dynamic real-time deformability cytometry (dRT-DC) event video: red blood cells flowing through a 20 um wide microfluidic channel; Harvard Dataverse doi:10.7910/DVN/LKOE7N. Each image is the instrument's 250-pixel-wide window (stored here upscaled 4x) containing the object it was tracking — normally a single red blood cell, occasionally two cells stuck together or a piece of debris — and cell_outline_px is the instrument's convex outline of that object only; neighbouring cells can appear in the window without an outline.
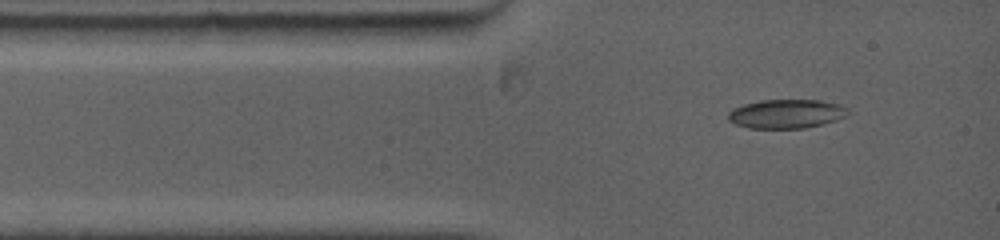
{"species": "common noctule bat (a hibernating species)", "species_latin": "Nyctalus noctula", "temperature_condition": "warm", "stored_images_in_passage": 2, "camera_frame_rate_fps": 5000, "um_per_image_px": 0.085, "animal": {"sex": "female", "body_mass_g": 19.0, "forearm_length_mm": 53.3}, "frame": {"image": 1, "passage_image": 1, "time_ms": 0.0, "image_size_px": [1000, 240], "cell_outline_px": [[848, 112], [844, 116], [836, 120], [824, 124], [804, 128], [748, 128], [736, 124], [728, 120], [728, 112], [732, 108], [744, 104], [760, 100], [820, 100], [840, 104], [848, 108]], "centroid_in_image_um": [66.82, 9.67], "position_along_channel_um": 18.2, "area_um2": 20.29}}